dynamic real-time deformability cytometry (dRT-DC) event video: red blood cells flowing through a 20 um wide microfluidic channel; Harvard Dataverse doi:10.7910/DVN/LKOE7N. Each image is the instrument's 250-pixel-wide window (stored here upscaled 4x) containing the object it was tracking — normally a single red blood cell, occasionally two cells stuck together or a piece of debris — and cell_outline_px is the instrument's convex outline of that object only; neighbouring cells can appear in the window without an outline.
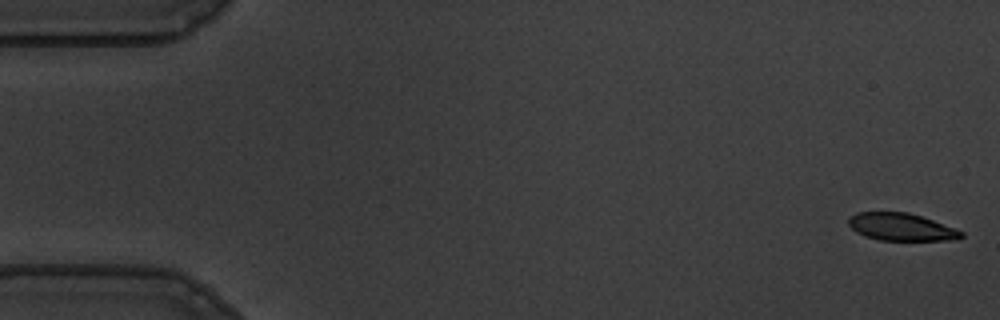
{"species": "common noctule bat (a hibernating species)", "species_latin": "Nyctalus noctula", "temperature_condition": "warm", "stored_images_in_passage": 56, "camera_frame_rate_fps": 3000, "um_per_image_px": 0.085, "animal": {"sex": "male", "body_mass_g": 19.5, "forearm_length_mm": 54.6}, "frame": {"image": 1, "passage_image": 1, "time_ms": 0.0, "image_size_px": [1000, 320], "cell_outline_px": [[964, 236], [956, 240], [880, 240], [864, 236], [856, 232], [848, 224], [848, 216], [856, 212], [908, 212], [932, 220], [964, 232]], "centroid_in_image_um": [76.57, 19.29], "position_along_channel_um": 8.4, "area_um2": 18.03}}
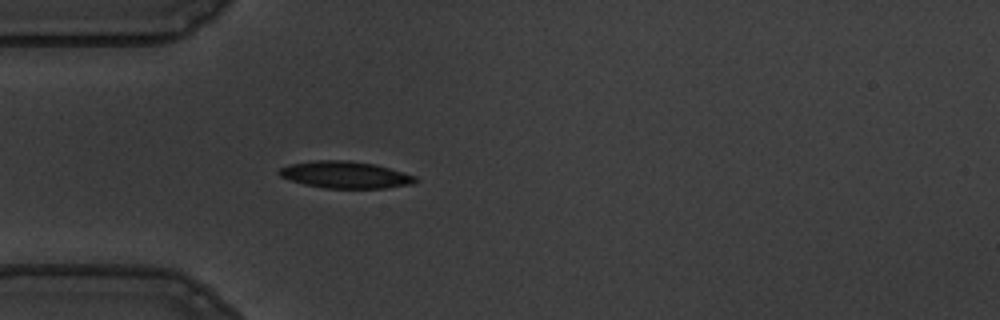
{"frame": {"image": 2, "passage_image": 16, "time_ms": 5.0, "image_size_px": [1000, 320], "cell_outline_px": [[420, 180], [412, 184], [384, 188], [324, 188], [304, 184], [280, 176], [276, 172], [280, 168], [288, 164], [316, 160], [348, 160], [376, 164], [404, 172], [416, 176]], "centroid_in_image_um": [29.36, 14.85], "position_along_channel_um": 55.6, "area_um2": 21.5}}
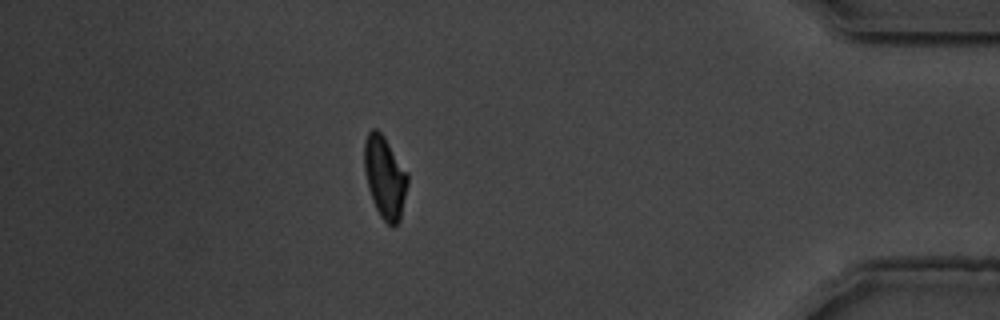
{"frame": {"image": 3, "passage_image": 49, "time_ms": 16.0, "image_size_px": [1000, 320], "cell_outline_px": [[408, 184], [400, 220], [392, 228], [380, 216], [376, 208], [368, 188], [364, 168], [364, 140], [368, 132], [372, 128], [376, 128], [384, 136], [408, 172]], "centroid_in_image_um": [32.72, 15.05], "position_along_channel_um": 402.5, "area_um2": 20.87}, "authors_computed_cell_mechanics": {"area_um2": 20.9236, "velocity_mm_per_s": 3.5878, "shape_relaxation_time_tau1_ms": 4.2466, "shape_relaxation_time_tau2_ms": 1.9924, "deformation_change_tau1": 0.1519, "deformation_change_tau2": 0.0784}}